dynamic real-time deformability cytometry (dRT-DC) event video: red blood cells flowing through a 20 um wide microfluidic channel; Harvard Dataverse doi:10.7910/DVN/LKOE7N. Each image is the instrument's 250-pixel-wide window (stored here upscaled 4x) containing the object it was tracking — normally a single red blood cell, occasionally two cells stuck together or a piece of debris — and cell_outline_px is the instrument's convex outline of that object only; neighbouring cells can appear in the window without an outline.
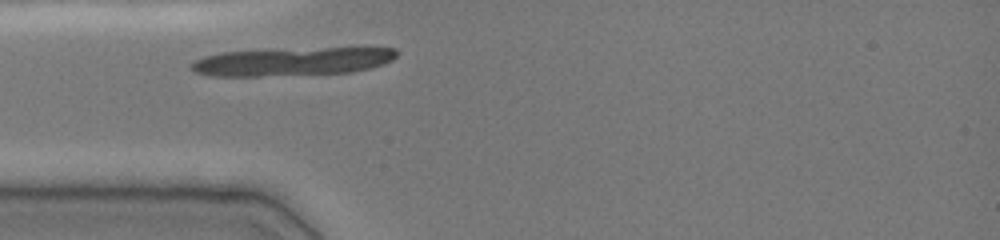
{"species": "common noctule bat (a hibernating species)", "species_latin": "Nyctalus noctula", "temperature_condition": "cold", "stored_images_in_passage": 11, "camera_frame_rate_fps": 3000, "um_per_image_px": 0.085, "animal": {"sex": "female", "body_mass_g": 19.0, "forearm_length_mm": 51.5}, "frame": {"image": 1, "passage_image": 1, "time_ms": 0.0, "image_size_px": [1000, 240], "cell_outline_px": [[396, 56], [392, 60], [384, 64], [352, 72], [260, 76], [212, 76], [196, 72], [192, 68], [192, 64], [196, 60], [204, 56], [220, 52], [324, 48], [396, 48]], "centroid_in_image_um": [24.85, 5.24], "position_along_channel_um": 60.2, "area_um2": 33.18}}